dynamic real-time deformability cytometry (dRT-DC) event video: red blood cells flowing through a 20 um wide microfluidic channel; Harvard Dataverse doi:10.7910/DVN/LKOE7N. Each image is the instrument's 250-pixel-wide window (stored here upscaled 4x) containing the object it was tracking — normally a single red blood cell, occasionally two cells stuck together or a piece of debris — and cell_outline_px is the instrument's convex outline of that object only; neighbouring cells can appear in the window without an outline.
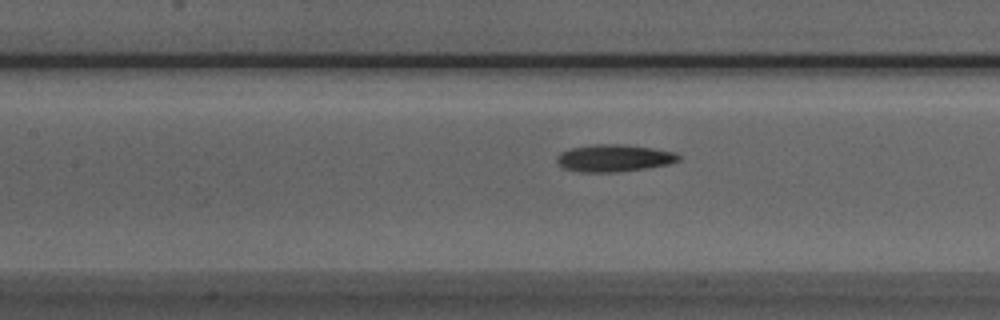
{"species": "Egyptian fruit bat (a non-hibernating species)", "species_latin": "Rousettus aegyptiacus", "temperature_condition": "room temperature", "stored_images_in_passage": 41, "camera_frame_rate_fps": 3000, "um_per_image_px": 0.085, "animal": {"sex": "male"}, "frame": {"image": 1, "passage_image": 22, "time_ms": 7.0, "image_size_px": [1000, 320], "cell_outline_px": [[680, 160], [668, 164], [644, 168], [616, 172], [580, 172], [564, 168], [556, 160], [556, 156], [560, 152], [572, 148], [592, 144], [624, 144], [652, 148], [676, 152], [680, 156]], "centroid_in_image_um": [52.18, 13.43], "position_along_channel_um": 155.2, "area_um2": 19.25}}
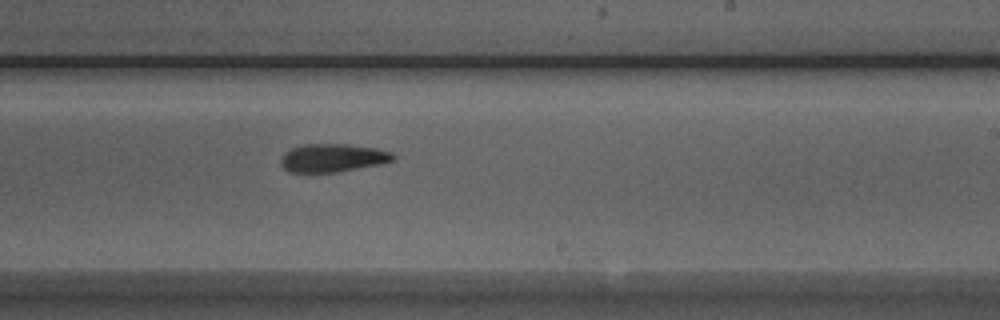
{"frame": {"image": 2, "passage_image": 30, "time_ms": 9.667, "image_size_px": [1000, 320], "cell_outline_px": [[396, 160], [380, 164], [336, 172], [288, 172], [280, 164], [280, 160], [284, 152], [292, 148], [304, 144], [348, 144], [376, 148], [392, 152], [396, 156]], "centroid_in_image_um": [28.29, 13.41], "position_along_channel_um": 260.7, "area_um2": 18.55}}
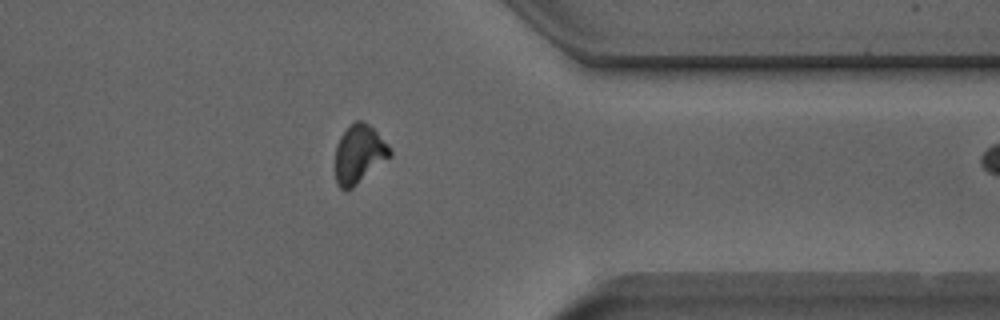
{"frame": {"image": 3, "passage_image": 40, "time_ms": 13.0, "image_size_px": [1000, 320], "cell_outline_px": [[392, 156], [348, 192], [340, 188], [336, 184], [336, 144], [340, 136], [348, 124], [356, 120], [364, 120], [388, 144], [392, 152]], "centroid_in_image_um": [30.51, 13.11], "position_along_channel_um": 380.9, "area_um2": 18.96}}